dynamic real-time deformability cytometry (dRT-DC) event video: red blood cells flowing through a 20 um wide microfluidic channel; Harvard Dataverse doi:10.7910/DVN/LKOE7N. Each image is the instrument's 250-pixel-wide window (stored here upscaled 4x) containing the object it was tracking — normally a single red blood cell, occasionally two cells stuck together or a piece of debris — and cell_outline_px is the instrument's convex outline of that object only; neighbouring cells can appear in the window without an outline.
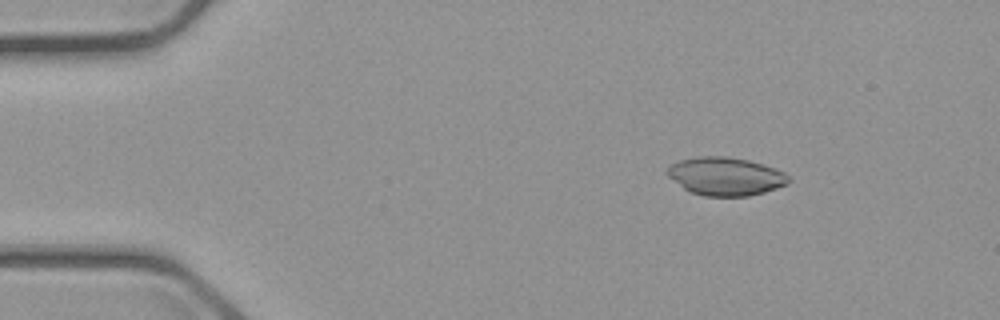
{"species": "common noctule bat (a hibernating species)", "species_latin": "Nyctalus noctula", "temperature_condition": "cold", "stored_images_in_passage": 51, "camera_frame_rate_fps": 3000, "um_per_image_px": 0.085, "animal": {"sex": "male", "body_mass_g": 23.1, "forearm_length_mm": 52.7}, "frame": {"image": 1, "passage_image": 3, "time_ms": 0.667, "image_size_px": [1000, 320], "cell_outline_px": [[792, 180], [788, 184], [764, 192], [748, 196], [704, 196], [692, 192], [684, 188], [668, 176], [664, 172], [672, 164], [680, 160], [696, 156], [728, 156], [748, 160], [764, 164], [776, 168], [784, 172]], "centroid_in_image_um": [61.69, 14.98], "position_along_channel_um": 23.3, "area_um2": 27.11}}
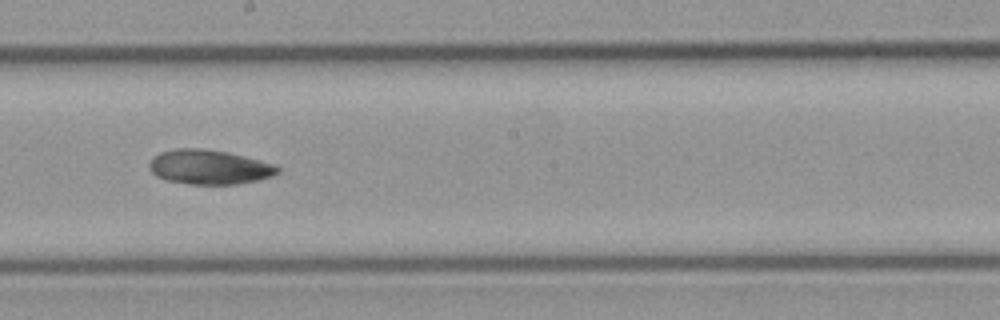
{"frame": {"image": 2, "passage_image": 26, "time_ms": 8.333, "image_size_px": [1000, 320], "cell_outline_px": [[280, 172], [272, 176], [256, 180], [236, 184], [188, 184], [164, 180], [156, 176], [148, 168], [148, 164], [152, 156], [160, 152], [176, 148], [204, 148], [228, 152], [276, 164], [280, 168]], "centroid_in_image_um": [17.75, 14.19], "position_along_channel_um": 230.4, "area_um2": 26.13}}
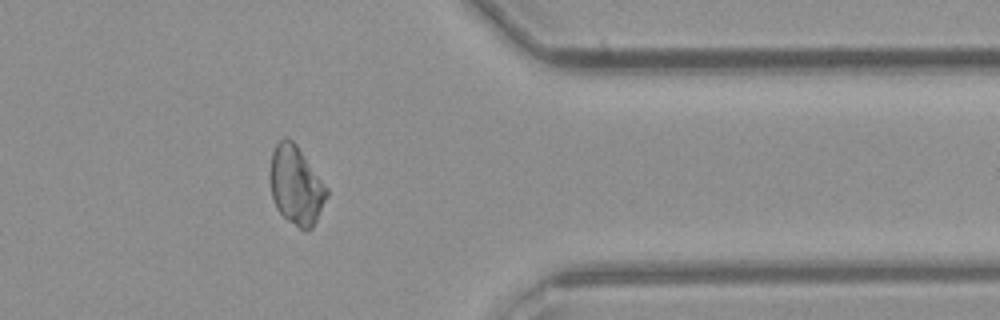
{"frame": {"image": 3, "passage_image": 40, "time_ms": 13.0, "image_size_px": [1000, 320], "cell_outline_px": [[328, 196], [312, 228], [304, 232], [288, 220], [276, 208], [272, 196], [272, 152], [276, 144], [284, 136], [292, 140], [296, 144], [328, 188]], "centroid_in_image_um": [25.2, 15.78], "position_along_channel_um": 386.2, "area_um2": 25.49}, "authors_computed_cell_mechanics": {"area_um2": 26.299, "velocity_mm_per_s": 3.6813, "shape_relaxation_time_tau1_ms": null, "shape_relaxation_time_tau2_ms": 9.2276, "deformation_change_tau1": null, "deformation_change_tau2": 0.1624}}